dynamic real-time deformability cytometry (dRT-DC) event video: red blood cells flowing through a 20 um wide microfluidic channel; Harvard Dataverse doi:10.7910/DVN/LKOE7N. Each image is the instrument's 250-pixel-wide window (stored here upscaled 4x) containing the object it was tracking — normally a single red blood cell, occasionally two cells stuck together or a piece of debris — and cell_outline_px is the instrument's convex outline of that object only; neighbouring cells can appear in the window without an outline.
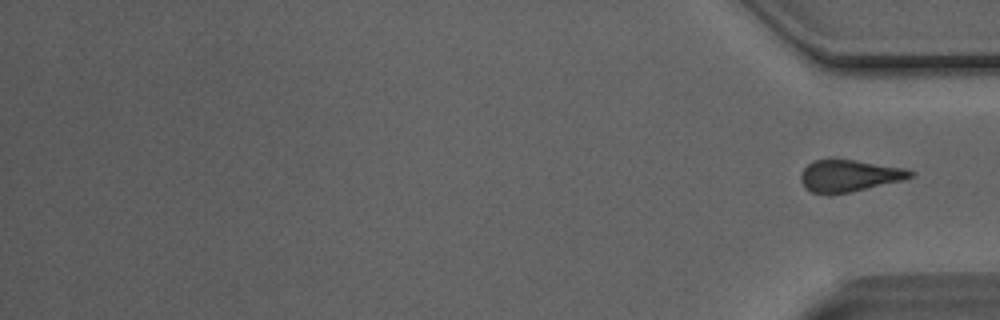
{"species": "Egyptian fruit bat (a non-hibernating species)", "species_latin": "Rousettus aegyptiacus", "temperature_condition": "room temperature", "stored_images_in_passage": 29, "segment_of_instrument_passage": [2, 2], "camera_frame_rate_fps": 3000, "um_per_image_px": 0.085, "animal": {"sex": "male"}, "frame": {"image": 1, "passage_image": 29, "time_ms": 9.333, "image_size_px": [1000, 320], "cell_outline_px": [[916, 176], [852, 192], [828, 196], [812, 192], [800, 180], [800, 172], [808, 164], [816, 160], [852, 160], [904, 168], [916, 172]], "centroid_in_image_um": [72.17, 14.96], "position_along_channel_um": 363.0, "area_um2": 20.23}}